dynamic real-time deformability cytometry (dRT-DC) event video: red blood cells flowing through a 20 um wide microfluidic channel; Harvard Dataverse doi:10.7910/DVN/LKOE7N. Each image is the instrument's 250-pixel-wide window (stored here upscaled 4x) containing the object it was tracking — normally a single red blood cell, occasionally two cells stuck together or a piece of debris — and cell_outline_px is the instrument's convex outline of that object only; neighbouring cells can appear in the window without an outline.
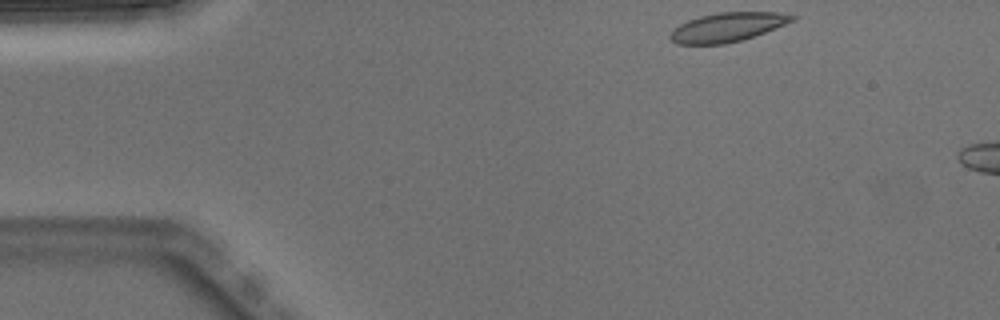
{"species": "Egyptian fruit bat (a non-hibernating species)", "species_latin": "Rousettus aegyptiacus", "temperature_condition": "warm", "stored_images_in_passage": 4, "camera_frame_rate_fps": 3000, "um_per_image_px": 0.085, "animal": {"sex": "male"}, "frame": {"image": 1, "passage_image": 1, "time_ms": 0.0, "image_size_px": [1000, 320], "cell_outline_px": [[796, 20], [764, 32], [740, 40], [724, 44], [676, 44], [668, 36], [680, 24], [688, 20], [700, 16], [720, 12], [780, 12], [796, 16]], "centroid_in_image_um": [61.84, 2.3], "position_along_channel_um": 23.2, "area_um2": 20.4}}